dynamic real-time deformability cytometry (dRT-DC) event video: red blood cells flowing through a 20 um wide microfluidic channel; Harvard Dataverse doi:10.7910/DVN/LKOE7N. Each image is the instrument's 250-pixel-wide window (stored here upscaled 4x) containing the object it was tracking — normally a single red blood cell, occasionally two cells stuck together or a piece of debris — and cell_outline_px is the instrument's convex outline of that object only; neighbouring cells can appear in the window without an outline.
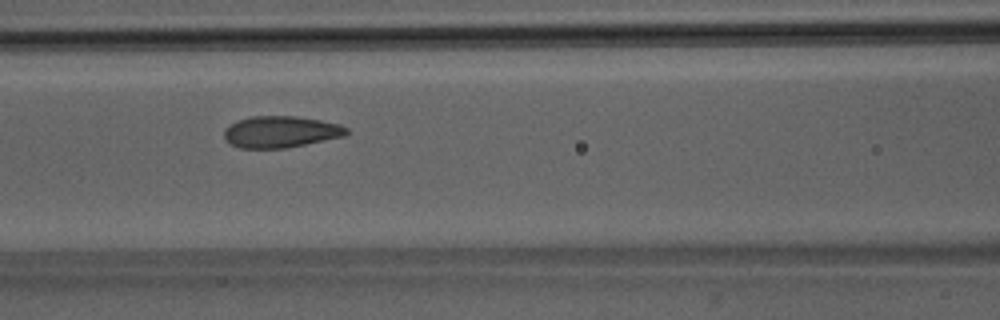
{"species": "Egyptian fruit bat (a non-hibernating species)", "species_latin": "Rousettus aegyptiacus", "temperature_condition": "room temperature", "stored_images_in_passage": 8, "camera_frame_rate_fps": 3000, "um_per_image_px": 0.085, "animal": {"sex": "male"}, "frame": {"image": 1, "passage_image": 6, "time_ms": 5.667, "image_size_px": [1000, 320], "cell_outline_px": [[348, 132], [344, 136], [288, 148], [240, 148], [228, 144], [224, 140], [224, 128], [240, 120], [252, 116], [296, 116], [320, 120], [340, 124], [348, 128]], "centroid_in_image_um": [23.85, 11.21], "position_along_channel_um": 142.8, "area_um2": 22.6}}